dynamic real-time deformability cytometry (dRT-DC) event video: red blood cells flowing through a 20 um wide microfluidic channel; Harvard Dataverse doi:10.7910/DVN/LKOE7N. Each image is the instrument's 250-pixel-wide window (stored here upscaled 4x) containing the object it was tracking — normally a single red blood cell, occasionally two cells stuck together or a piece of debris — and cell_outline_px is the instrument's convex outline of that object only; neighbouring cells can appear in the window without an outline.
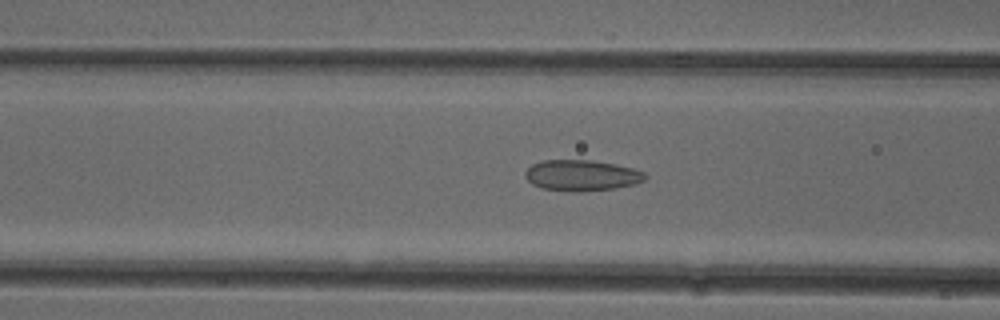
{"species": "common noctule bat (a hibernating species)", "species_latin": "Nyctalus noctula", "temperature_condition": "cold", "stored_images_in_passage": 39, "camera_frame_rate_fps": 3000, "um_per_image_px": 0.085, "animal": {"sex": "female"}, "frame": {"image": 1, "passage_image": 8, "time_ms": 2.333, "image_size_px": [1000, 320], "cell_outline_px": [[648, 176], [644, 180], [636, 184], [612, 188], [540, 188], [532, 184], [524, 176], [524, 172], [532, 164], [544, 160], [592, 160], [616, 164], [632, 168], [644, 172]], "centroid_in_image_um": [49.45, 14.84], "position_along_channel_um": 117.1, "area_um2": 20.58}}
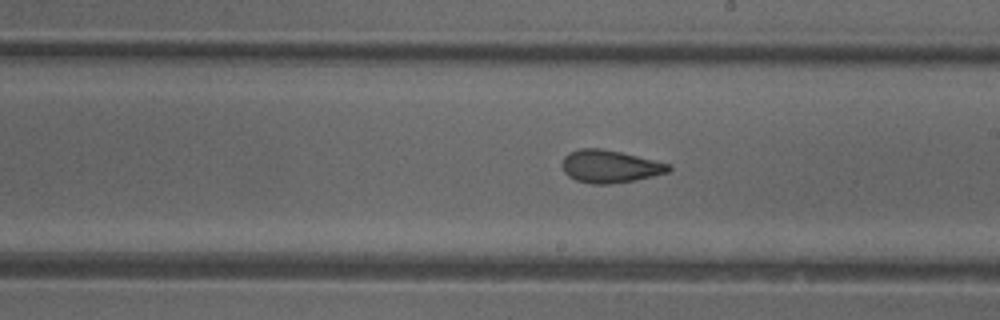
{"frame": {"image": 2, "passage_image": 17, "time_ms": 5.333, "image_size_px": [1000, 320], "cell_outline_px": [[672, 168], [668, 172], [636, 180], [608, 184], [592, 184], [576, 180], [568, 176], [564, 172], [564, 156], [568, 152], [580, 148], [600, 148], [620, 152], [672, 164]], "centroid_in_image_um": [51.86, 14.14], "position_along_channel_um": 237.1, "area_um2": 20.17}}
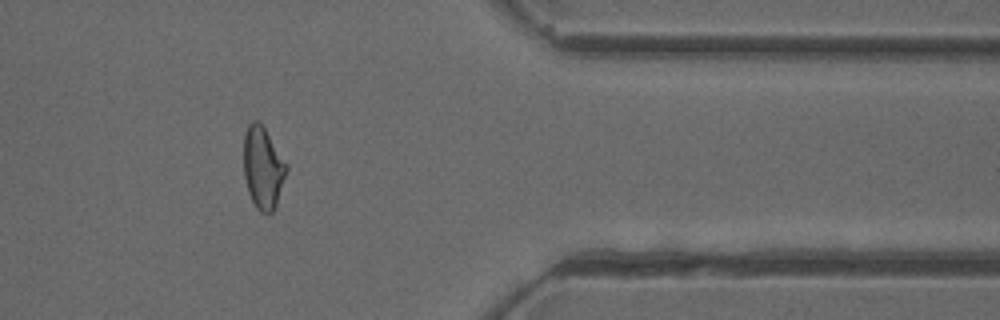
{"frame": {"image": 3, "passage_image": 30, "time_ms": 9.667, "image_size_px": [1000, 320], "cell_outline_px": [[288, 172], [276, 208], [272, 212], [260, 212], [256, 208], [248, 192], [244, 176], [244, 136], [248, 124], [252, 120], [256, 120], [264, 128], [288, 164]], "centroid_in_image_um": [22.38, 14.29], "position_along_channel_um": 389.0, "area_um2": 20.63}, "authors_computed_cell_mechanics": {"area_um2": 20.5768, "velocity_mm_per_s": 3.9832, "shape_relaxation_time_tau1_ms": null, "shape_relaxation_time_tau2_ms": 1.3691, "deformation_change_tau1": null, "deformation_change_tau2": 0.09}}